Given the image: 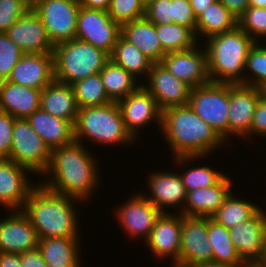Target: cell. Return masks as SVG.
<instances>
[{
  "label": "cell",
  "mask_w": 266,
  "mask_h": 267,
  "mask_svg": "<svg viewBox=\"0 0 266 267\" xmlns=\"http://www.w3.org/2000/svg\"><path fill=\"white\" fill-rule=\"evenodd\" d=\"M259 265H260L261 267H266V244H265V247H264L263 259H262V261L259 263Z\"/></svg>",
  "instance_id": "54"
},
{
  "label": "cell",
  "mask_w": 266,
  "mask_h": 267,
  "mask_svg": "<svg viewBox=\"0 0 266 267\" xmlns=\"http://www.w3.org/2000/svg\"><path fill=\"white\" fill-rule=\"evenodd\" d=\"M240 267H261L259 264H244L243 266Z\"/></svg>",
  "instance_id": "55"
},
{
  "label": "cell",
  "mask_w": 266,
  "mask_h": 267,
  "mask_svg": "<svg viewBox=\"0 0 266 267\" xmlns=\"http://www.w3.org/2000/svg\"><path fill=\"white\" fill-rule=\"evenodd\" d=\"M234 181L225 175L217 184L187 192L183 215L210 218L232 190Z\"/></svg>",
  "instance_id": "24"
},
{
  "label": "cell",
  "mask_w": 266,
  "mask_h": 267,
  "mask_svg": "<svg viewBox=\"0 0 266 267\" xmlns=\"http://www.w3.org/2000/svg\"><path fill=\"white\" fill-rule=\"evenodd\" d=\"M54 80L73 83L98 74L110 55L90 43L72 39L54 45Z\"/></svg>",
  "instance_id": "6"
},
{
  "label": "cell",
  "mask_w": 266,
  "mask_h": 267,
  "mask_svg": "<svg viewBox=\"0 0 266 267\" xmlns=\"http://www.w3.org/2000/svg\"><path fill=\"white\" fill-rule=\"evenodd\" d=\"M91 152L77 141L51 150L50 163L42 174L44 180L40 184L52 192L82 202L90 200L102 184L99 183L102 179L96 156Z\"/></svg>",
  "instance_id": "1"
},
{
  "label": "cell",
  "mask_w": 266,
  "mask_h": 267,
  "mask_svg": "<svg viewBox=\"0 0 266 267\" xmlns=\"http://www.w3.org/2000/svg\"><path fill=\"white\" fill-rule=\"evenodd\" d=\"M217 0H189L194 15L197 17L203 10H206L208 6L216 2Z\"/></svg>",
  "instance_id": "51"
},
{
  "label": "cell",
  "mask_w": 266,
  "mask_h": 267,
  "mask_svg": "<svg viewBox=\"0 0 266 267\" xmlns=\"http://www.w3.org/2000/svg\"><path fill=\"white\" fill-rule=\"evenodd\" d=\"M121 36L134 44L153 64L160 63L166 55L157 36L155 24L146 17L121 25Z\"/></svg>",
  "instance_id": "27"
},
{
  "label": "cell",
  "mask_w": 266,
  "mask_h": 267,
  "mask_svg": "<svg viewBox=\"0 0 266 267\" xmlns=\"http://www.w3.org/2000/svg\"><path fill=\"white\" fill-rule=\"evenodd\" d=\"M24 53H53L54 45L49 40L45 26L31 8L5 32Z\"/></svg>",
  "instance_id": "22"
},
{
  "label": "cell",
  "mask_w": 266,
  "mask_h": 267,
  "mask_svg": "<svg viewBox=\"0 0 266 267\" xmlns=\"http://www.w3.org/2000/svg\"><path fill=\"white\" fill-rule=\"evenodd\" d=\"M232 191L225 198L223 205L210 217L216 223L231 229L251 219L261 208L250 200L239 199Z\"/></svg>",
  "instance_id": "34"
},
{
  "label": "cell",
  "mask_w": 266,
  "mask_h": 267,
  "mask_svg": "<svg viewBox=\"0 0 266 267\" xmlns=\"http://www.w3.org/2000/svg\"><path fill=\"white\" fill-rule=\"evenodd\" d=\"M191 267H230L225 264H220L218 262L210 261L205 263H199Z\"/></svg>",
  "instance_id": "52"
},
{
  "label": "cell",
  "mask_w": 266,
  "mask_h": 267,
  "mask_svg": "<svg viewBox=\"0 0 266 267\" xmlns=\"http://www.w3.org/2000/svg\"><path fill=\"white\" fill-rule=\"evenodd\" d=\"M20 263L21 267H48L38 248L20 254Z\"/></svg>",
  "instance_id": "47"
},
{
  "label": "cell",
  "mask_w": 266,
  "mask_h": 267,
  "mask_svg": "<svg viewBox=\"0 0 266 267\" xmlns=\"http://www.w3.org/2000/svg\"><path fill=\"white\" fill-rule=\"evenodd\" d=\"M261 89H262L263 95L266 97V85L263 88H261Z\"/></svg>",
  "instance_id": "56"
},
{
  "label": "cell",
  "mask_w": 266,
  "mask_h": 267,
  "mask_svg": "<svg viewBox=\"0 0 266 267\" xmlns=\"http://www.w3.org/2000/svg\"><path fill=\"white\" fill-rule=\"evenodd\" d=\"M147 83L141 84L156 100L161 111L188 105L192 87L177 79L161 63L152 64Z\"/></svg>",
  "instance_id": "13"
},
{
  "label": "cell",
  "mask_w": 266,
  "mask_h": 267,
  "mask_svg": "<svg viewBox=\"0 0 266 267\" xmlns=\"http://www.w3.org/2000/svg\"><path fill=\"white\" fill-rule=\"evenodd\" d=\"M0 219V253L22 254L38 248L39 237L21 210Z\"/></svg>",
  "instance_id": "20"
},
{
  "label": "cell",
  "mask_w": 266,
  "mask_h": 267,
  "mask_svg": "<svg viewBox=\"0 0 266 267\" xmlns=\"http://www.w3.org/2000/svg\"><path fill=\"white\" fill-rule=\"evenodd\" d=\"M146 4L149 2V1H151V0H143Z\"/></svg>",
  "instance_id": "58"
},
{
  "label": "cell",
  "mask_w": 266,
  "mask_h": 267,
  "mask_svg": "<svg viewBox=\"0 0 266 267\" xmlns=\"http://www.w3.org/2000/svg\"><path fill=\"white\" fill-rule=\"evenodd\" d=\"M188 105L228 142L229 83L210 81L192 88Z\"/></svg>",
  "instance_id": "7"
},
{
  "label": "cell",
  "mask_w": 266,
  "mask_h": 267,
  "mask_svg": "<svg viewBox=\"0 0 266 267\" xmlns=\"http://www.w3.org/2000/svg\"><path fill=\"white\" fill-rule=\"evenodd\" d=\"M31 0H0V33L22 17L31 8Z\"/></svg>",
  "instance_id": "42"
},
{
  "label": "cell",
  "mask_w": 266,
  "mask_h": 267,
  "mask_svg": "<svg viewBox=\"0 0 266 267\" xmlns=\"http://www.w3.org/2000/svg\"><path fill=\"white\" fill-rule=\"evenodd\" d=\"M159 131L169 143L173 162L182 168L189 162L207 158L225 143L189 105L163 110Z\"/></svg>",
  "instance_id": "2"
},
{
  "label": "cell",
  "mask_w": 266,
  "mask_h": 267,
  "mask_svg": "<svg viewBox=\"0 0 266 267\" xmlns=\"http://www.w3.org/2000/svg\"><path fill=\"white\" fill-rule=\"evenodd\" d=\"M254 43L238 26L208 37L203 47L207 52L210 81L244 85L246 59Z\"/></svg>",
  "instance_id": "4"
},
{
  "label": "cell",
  "mask_w": 266,
  "mask_h": 267,
  "mask_svg": "<svg viewBox=\"0 0 266 267\" xmlns=\"http://www.w3.org/2000/svg\"><path fill=\"white\" fill-rule=\"evenodd\" d=\"M15 119L9 113L0 112V158L10 156Z\"/></svg>",
  "instance_id": "45"
},
{
  "label": "cell",
  "mask_w": 266,
  "mask_h": 267,
  "mask_svg": "<svg viewBox=\"0 0 266 267\" xmlns=\"http://www.w3.org/2000/svg\"><path fill=\"white\" fill-rule=\"evenodd\" d=\"M145 17L154 24L173 23L172 0H151L146 4Z\"/></svg>",
  "instance_id": "43"
},
{
  "label": "cell",
  "mask_w": 266,
  "mask_h": 267,
  "mask_svg": "<svg viewBox=\"0 0 266 267\" xmlns=\"http://www.w3.org/2000/svg\"><path fill=\"white\" fill-rule=\"evenodd\" d=\"M23 54L22 49L6 33H0V81L8 79Z\"/></svg>",
  "instance_id": "41"
},
{
  "label": "cell",
  "mask_w": 266,
  "mask_h": 267,
  "mask_svg": "<svg viewBox=\"0 0 266 267\" xmlns=\"http://www.w3.org/2000/svg\"><path fill=\"white\" fill-rule=\"evenodd\" d=\"M72 87L79 109L106 105L112 102L105 92L99 73L73 83Z\"/></svg>",
  "instance_id": "36"
},
{
  "label": "cell",
  "mask_w": 266,
  "mask_h": 267,
  "mask_svg": "<svg viewBox=\"0 0 266 267\" xmlns=\"http://www.w3.org/2000/svg\"><path fill=\"white\" fill-rule=\"evenodd\" d=\"M234 247L244 264H259L266 244V211L261 208L251 219L229 229Z\"/></svg>",
  "instance_id": "15"
},
{
  "label": "cell",
  "mask_w": 266,
  "mask_h": 267,
  "mask_svg": "<svg viewBox=\"0 0 266 267\" xmlns=\"http://www.w3.org/2000/svg\"><path fill=\"white\" fill-rule=\"evenodd\" d=\"M249 6L266 8V0H248Z\"/></svg>",
  "instance_id": "53"
},
{
  "label": "cell",
  "mask_w": 266,
  "mask_h": 267,
  "mask_svg": "<svg viewBox=\"0 0 266 267\" xmlns=\"http://www.w3.org/2000/svg\"><path fill=\"white\" fill-rule=\"evenodd\" d=\"M173 23L191 28L196 32V16L189 0H172Z\"/></svg>",
  "instance_id": "44"
},
{
  "label": "cell",
  "mask_w": 266,
  "mask_h": 267,
  "mask_svg": "<svg viewBox=\"0 0 266 267\" xmlns=\"http://www.w3.org/2000/svg\"><path fill=\"white\" fill-rule=\"evenodd\" d=\"M110 59L124 68L133 77L147 78L152 62L132 43L125 40L121 35L118 37Z\"/></svg>",
  "instance_id": "33"
},
{
  "label": "cell",
  "mask_w": 266,
  "mask_h": 267,
  "mask_svg": "<svg viewBox=\"0 0 266 267\" xmlns=\"http://www.w3.org/2000/svg\"><path fill=\"white\" fill-rule=\"evenodd\" d=\"M266 137V97L262 94L257 105L250 125L251 135Z\"/></svg>",
  "instance_id": "46"
},
{
  "label": "cell",
  "mask_w": 266,
  "mask_h": 267,
  "mask_svg": "<svg viewBox=\"0 0 266 267\" xmlns=\"http://www.w3.org/2000/svg\"><path fill=\"white\" fill-rule=\"evenodd\" d=\"M155 27L165 53L189 50L198 44L200 46L191 28L175 23L155 24Z\"/></svg>",
  "instance_id": "35"
},
{
  "label": "cell",
  "mask_w": 266,
  "mask_h": 267,
  "mask_svg": "<svg viewBox=\"0 0 266 267\" xmlns=\"http://www.w3.org/2000/svg\"><path fill=\"white\" fill-rule=\"evenodd\" d=\"M80 245L76 237L39 238L38 249L48 267H80Z\"/></svg>",
  "instance_id": "29"
},
{
  "label": "cell",
  "mask_w": 266,
  "mask_h": 267,
  "mask_svg": "<svg viewBox=\"0 0 266 267\" xmlns=\"http://www.w3.org/2000/svg\"><path fill=\"white\" fill-rule=\"evenodd\" d=\"M212 246L207 235V217L182 215L180 265L194 266L212 261Z\"/></svg>",
  "instance_id": "17"
},
{
  "label": "cell",
  "mask_w": 266,
  "mask_h": 267,
  "mask_svg": "<svg viewBox=\"0 0 266 267\" xmlns=\"http://www.w3.org/2000/svg\"><path fill=\"white\" fill-rule=\"evenodd\" d=\"M54 80L53 53H24L7 81L43 90Z\"/></svg>",
  "instance_id": "23"
},
{
  "label": "cell",
  "mask_w": 266,
  "mask_h": 267,
  "mask_svg": "<svg viewBox=\"0 0 266 267\" xmlns=\"http://www.w3.org/2000/svg\"><path fill=\"white\" fill-rule=\"evenodd\" d=\"M31 7L41 18L53 45L76 39L78 0H33Z\"/></svg>",
  "instance_id": "9"
},
{
  "label": "cell",
  "mask_w": 266,
  "mask_h": 267,
  "mask_svg": "<svg viewBox=\"0 0 266 267\" xmlns=\"http://www.w3.org/2000/svg\"><path fill=\"white\" fill-rule=\"evenodd\" d=\"M244 72V85L256 88H263L266 85V46L264 44L262 46L260 42H255L250 48ZM246 72L250 73L247 75Z\"/></svg>",
  "instance_id": "37"
},
{
  "label": "cell",
  "mask_w": 266,
  "mask_h": 267,
  "mask_svg": "<svg viewBox=\"0 0 266 267\" xmlns=\"http://www.w3.org/2000/svg\"><path fill=\"white\" fill-rule=\"evenodd\" d=\"M120 35L121 26L111 19L107 11L80 6L76 39L90 43L111 55Z\"/></svg>",
  "instance_id": "10"
},
{
  "label": "cell",
  "mask_w": 266,
  "mask_h": 267,
  "mask_svg": "<svg viewBox=\"0 0 266 267\" xmlns=\"http://www.w3.org/2000/svg\"><path fill=\"white\" fill-rule=\"evenodd\" d=\"M207 235L213 251L212 261L230 267L244 265L232 243L229 229L207 217Z\"/></svg>",
  "instance_id": "32"
},
{
  "label": "cell",
  "mask_w": 266,
  "mask_h": 267,
  "mask_svg": "<svg viewBox=\"0 0 266 267\" xmlns=\"http://www.w3.org/2000/svg\"><path fill=\"white\" fill-rule=\"evenodd\" d=\"M171 267H189V266H182V265L176 264V265H172Z\"/></svg>",
  "instance_id": "57"
},
{
  "label": "cell",
  "mask_w": 266,
  "mask_h": 267,
  "mask_svg": "<svg viewBox=\"0 0 266 267\" xmlns=\"http://www.w3.org/2000/svg\"><path fill=\"white\" fill-rule=\"evenodd\" d=\"M133 195L126 200L127 203L123 202L121 207L116 208L115 214L129 238L141 237L145 242L162 212L145 197V194L139 192Z\"/></svg>",
  "instance_id": "12"
},
{
  "label": "cell",
  "mask_w": 266,
  "mask_h": 267,
  "mask_svg": "<svg viewBox=\"0 0 266 267\" xmlns=\"http://www.w3.org/2000/svg\"><path fill=\"white\" fill-rule=\"evenodd\" d=\"M111 0H78L80 6L88 9H101L107 11Z\"/></svg>",
  "instance_id": "50"
},
{
  "label": "cell",
  "mask_w": 266,
  "mask_h": 267,
  "mask_svg": "<svg viewBox=\"0 0 266 267\" xmlns=\"http://www.w3.org/2000/svg\"><path fill=\"white\" fill-rule=\"evenodd\" d=\"M40 108L75 124L79 108L72 85L53 80L41 92Z\"/></svg>",
  "instance_id": "28"
},
{
  "label": "cell",
  "mask_w": 266,
  "mask_h": 267,
  "mask_svg": "<svg viewBox=\"0 0 266 267\" xmlns=\"http://www.w3.org/2000/svg\"><path fill=\"white\" fill-rule=\"evenodd\" d=\"M237 18L249 7L248 0H219Z\"/></svg>",
  "instance_id": "48"
},
{
  "label": "cell",
  "mask_w": 266,
  "mask_h": 267,
  "mask_svg": "<svg viewBox=\"0 0 266 267\" xmlns=\"http://www.w3.org/2000/svg\"><path fill=\"white\" fill-rule=\"evenodd\" d=\"M107 12L121 26L145 17L146 3L143 0H111Z\"/></svg>",
  "instance_id": "40"
},
{
  "label": "cell",
  "mask_w": 266,
  "mask_h": 267,
  "mask_svg": "<svg viewBox=\"0 0 266 267\" xmlns=\"http://www.w3.org/2000/svg\"><path fill=\"white\" fill-rule=\"evenodd\" d=\"M147 178L150 196L146 194L145 197L162 213H168L169 208H179L177 213L183 215L187 192L179 173L157 171Z\"/></svg>",
  "instance_id": "21"
},
{
  "label": "cell",
  "mask_w": 266,
  "mask_h": 267,
  "mask_svg": "<svg viewBox=\"0 0 266 267\" xmlns=\"http://www.w3.org/2000/svg\"><path fill=\"white\" fill-rule=\"evenodd\" d=\"M117 104L126 129L135 140L138 138L140 129L151 123H156L161 128L162 111L155 98L142 85Z\"/></svg>",
  "instance_id": "14"
},
{
  "label": "cell",
  "mask_w": 266,
  "mask_h": 267,
  "mask_svg": "<svg viewBox=\"0 0 266 267\" xmlns=\"http://www.w3.org/2000/svg\"><path fill=\"white\" fill-rule=\"evenodd\" d=\"M200 48L197 45L189 50L166 53L160 63L192 88L207 84L210 82L207 52L205 47Z\"/></svg>",
  "instance_id": "18"
},
{
  "label": "cell",
  "mask_w": 266,
  "mask_h": 267,
  "mask_svg": "<svg viewBox=\"0 0 266 267\" xmlns=\"http://www.w3.org/2000/svg\"><path fill=\"white\" fill-rule=\"evenodd\" d=\"M0 267H21L20 254L0 253Z\"/></svg>",
  "instance_id": "49"
},
{
  "label": "cell",
  "mask_w": 266,
  "mask_h": 267,
  "mask_svg": "<svg viewBox=\"0 0 266 267\" xmlns=\"http://www.w3.org/2000/svg\"><path fill=\"white\" fill-rule=\"evenodd\" d=\"M104 89L112 102H118L133 93L141 84L124 68L115 64L111 59L99 72Z\"/></svg>",
  "instance_id": "31"
},
{
  "label": "cell",
  "mask_w": 266,
  "mask_h": 267,
  "mask_svg": "<svg viewBox=\"0 0 266 267\" xmlns=\"http://www.w3.org/2000/svg\"><path fill=\"white\" fill-rule=\"evenodd\" d=\"M237 26V17L217 0L196 17L195 33L198 41L201 36L206 40L210 36L231 31Z\"/></svg>",
  "instance_id": "30"
},
{
  "label": "cell",
  "mask_w": 266,
  "mask_h": 267,
  "mask_svg": "<svg viewBox=\"0 0 266 267\" xmlns=\"http://www.w3.org/2000/svg\"><path fill=\"white\" fill-rule=\"evenodd\" d=\"M42 90L0 81V110L15 118H28L40 109Z\"/></svg>",
  "instance_id": "25"
},
{
  "label": "cell",
  "mask_w": 266,
  "mask_h": 267,
  "mask_svg": "<svg viewBox=\"0 0 266 267\" xmlns=\"http://www.w3.org/2000/svg\"><path fill=\"white\" fill-rule=\"evenodd\" d=\"M8 159L28 168L35 175L42 176L48 168L51 150L27 119H15Z\"/></svg>",
  "instance_id": "8"
},
{
  "label": "cell",
  "mask_w": 266,
  "mask_h": 267,
  "mask_svg": "<svg viewBox=\"0 0 266 267\" xmlns=\"http://www.w3.org/2000/svg\"><path fill=\"white\" fill-rule=\"evenodd\" d=\"M77 201V203H76ZM82 201L48 190L38 183L29 193L21 211L39 238H79L77 204ZM74 204V205H73Z\"/></svg>",
  "instance_id": "3"
},
{
  "label": "cell",
  "mask_w": 266,
  "mask_h": 267,
  "mask_svg": "<svg viewBox=\"0 0 266 267\" xmlns=\"http://www.w3.org/2000/svg\"><path fill=\"white\" fill-rule=\"evenodd\" d=\"M182 173V174H181ZM179 175L182 179L186 192L196 190L198 188L209 187L217 184L225 174L221 171H216L211 166L202 165L192 167L186 171H182Z\"/></svg>",
  "instance_id": "38"
},
{
  "label": "cell",
  "mask_w": 266,
  "mask_h": 267,
  "mask_svg": "<svg viewBox=\"0 0 266 267\" xmlns=\"http://www.w3.org/2000/svg\"><path fill=\"white\" fill-rule=\"evenodd\" d=\"M75 141L85 144L83 140L114 146L130 144L136 141L127 131L117 102L106 105L89 106L78 110L74 124Z\"/></svg>",
  "instance_id": "5"
},
{
  "label": "cell",
  "mask_w": 266,
  "mask_h": 267,
  "mask_svg": "<svg viewBox=\"0 0 266 267\" xmlns=\"http://www.w3.org/2000/svg\"><path fill=\"white\" fill-rule=\"evenodd\" d=\"M26 119L50 150L75 141L74 124L68 120L53 116L41 108Z\"/></svg>",
  "instance_id": "26"
},
{
  "label": "cell",
  "mask_w": 266,
  "mask_h": 267,
  "mask_svg": "<svg viewBox=\"0 0 266 267\" xmlns=\"http://www.w3.org/2000/svg\"><path fill=\"white\" fill-rule=\"evenodd\" d=\"M30 173L32 172L28 168L13 160L0 158V205L2 207L7 210L22 209L29 193L37 185L28 178Z\"/></svg>",
  "instance_id": "19"
},
{
  "label": "cell",
  "mask_w": 266,
  "mask_h": 267,
  "mask_svg": "<svg viewBox=\"0 0 266 267\" xmlns=\"http://www.w3.org/2000/svg\"><path fill=\"white\" fill-rule=\"evenodd\" d=\"M262 94L261 88L229 83L228 139L251 140L250 125Z\"/></svg>",
  "instance_id": "11"
},
{
  "label": "cell",
  "mask_w": 266,
  "mask_h": 267,
  "mask_svg": "<svg viewBox=\"0 0 266 267\" xmlns=\"http://www.w3.org/2000/svg\"><path fill=\"white\" fill-rule=\"evenodd\" d=\"M181 228L182 214L177 212L162 213L156 220L145 245L157 261L170 257L172 265H180Z\"/></svg>",
  "instance_id": "16"
},
{
  "label": "cell",
  "mask_w": 266,
  "mask_h": 267,
  "mask_svg": "<svg viewBox=\"0 0 266 267\" xmlns=\"http://www.w3.org/2000/svg\"><path fill=\"white\" fill-rule=\"evenodd\" d=\"M237 21L238 27L255 42H261V39L266 38V8L249 6L237 18Z\"/></svg>",
  "instance_id": "39"
}]
</instances>
